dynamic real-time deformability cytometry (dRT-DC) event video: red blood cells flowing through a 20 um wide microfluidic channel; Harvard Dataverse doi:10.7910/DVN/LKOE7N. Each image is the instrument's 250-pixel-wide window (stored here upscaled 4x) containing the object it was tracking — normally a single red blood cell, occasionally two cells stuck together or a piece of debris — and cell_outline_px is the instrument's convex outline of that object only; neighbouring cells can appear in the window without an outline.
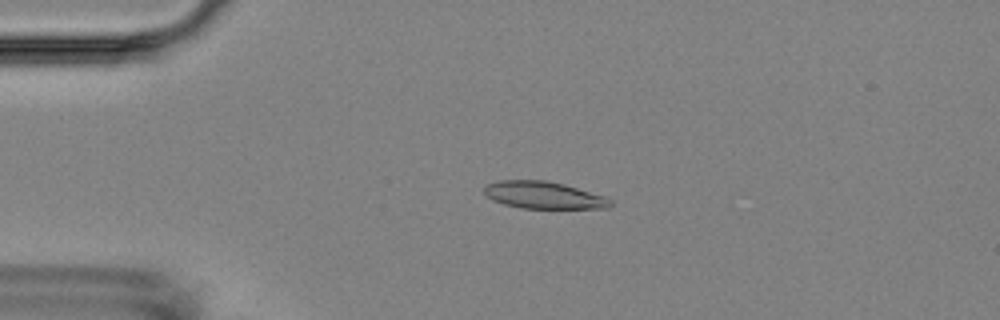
{"species": "Egyptian fruit bat (a non-hibernating species)", "species_latin": "Rousettus aegyptiacus", "temperature_condition": "room temperature", "stored_images_in_passage": 5, "camera_frame_rate_fps": 3000, "um_per_image_px": 0.085, "animal": {"sex": "female"}, "frame": {"image": 1, "passage_image": 4, "time_ms": 3.333, "image_size_px": [1000, 320], "cell_outline_px": [[612, 204], [608, 208], [520, 208], [504, 204], [492, 200], [484, 192], [484, 188], [488, 184], [500, 180], [548, 180], [564, 184], [604, 196], [612, 200]], "centroid_in_image_um": [46.21, 16.58], "position_along_channel_um": 38.8, "area_um2": 19.88}}